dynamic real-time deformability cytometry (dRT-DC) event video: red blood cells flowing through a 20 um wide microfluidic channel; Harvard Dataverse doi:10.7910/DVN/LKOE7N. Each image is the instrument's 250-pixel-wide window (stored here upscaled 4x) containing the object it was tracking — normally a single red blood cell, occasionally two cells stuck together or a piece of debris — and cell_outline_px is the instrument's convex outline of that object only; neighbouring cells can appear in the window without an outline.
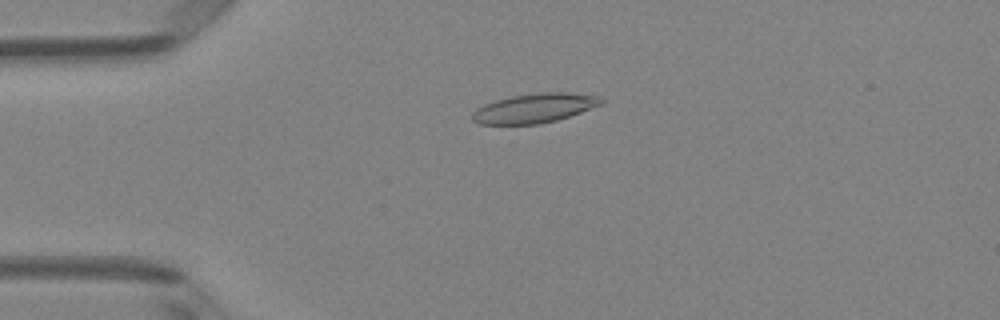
{"species": "Egyptian fruit bat (a non-hibernating species)", "species_latin": "Rousettus aegyptiacus", "temperature_condition": "room temperature", "stored_images_in_passage": 39, "camera_frame_rate_fps": 3000, "um_per_image_px": 0.085, "animal": {"sex": "female"}, "frame": {"image": 1, "passage_image": 1, "time_ms": 0.0, "image_size_px": [1000, 320], "cell_outline_px": [[604, 104], [556, 120], [536, 124], [480, 124], [472, 120], [472, 112], [476, 108], [484, 104], [496, 100], [512, 96], [540, 92], [564, 92], [600, 96], [604, 100]], "centroid_in_image_um": [45.43, 9.18], "position_along_channel_um": 39.6, "area_um2": 21.96}}
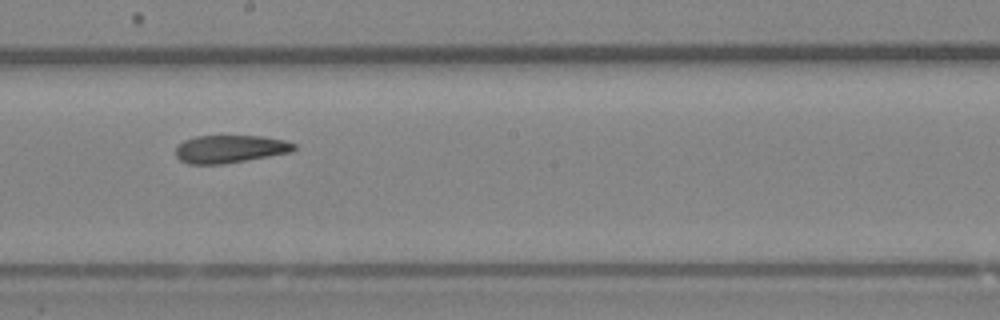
{"frame": {"image": 2, "passage_image": 17, "time_ms": 5.333, "image_size_px": [1000, 320], "cell_outline_px": [[296, 148], [292, 152], [224, 164], [188, 164], [180, 160], [176, 156], [176, 148], [184, 140], [196, 136], [260, 136], [284, 140], [296, 144]], "centroid_in_image_um": [19.56, 12.67], "position_along_channel_um": 228.6, "area_um2": 19.13}}
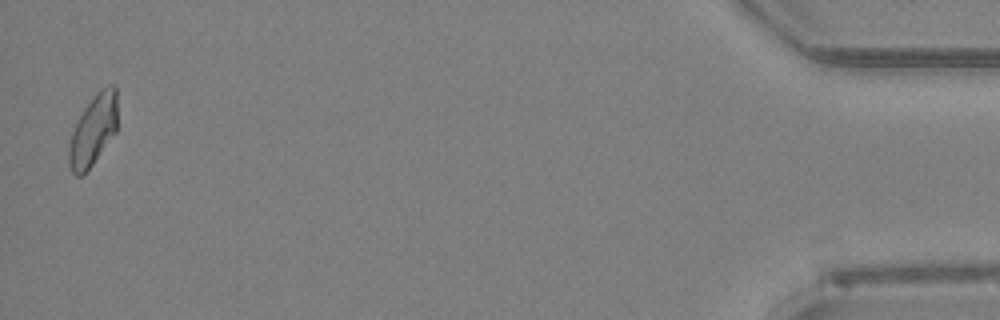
{"frame": {"image": 3, "passage_image": 38, "time_ms": 12.333, "image_size_px": [1000, 320], "cell_outline_px": [[116, 132], [92, 164], [80, 176], [76, 176], [72, 172], [68, 164], [68, 148], [72, 132], [84, 108], [96, 92], [100, 88], [108, 84], [112, 84], [116, 88]], "centroid_in_image_um": [7.91, 11.05], "position_along_channel_um": 427.3, "area_um2": 19.77}, "authors_computed_cell_mechanics": {"area_um2": 19.941, "velocity_mm_per_s": 4.1108, "shape_relaxation_time_tau1_ms": null, "shape_relaxation_time_tau2_ms": 3.5918, "deformation_change_tau1": null, "deformation_change_tau2": 0.1169}}